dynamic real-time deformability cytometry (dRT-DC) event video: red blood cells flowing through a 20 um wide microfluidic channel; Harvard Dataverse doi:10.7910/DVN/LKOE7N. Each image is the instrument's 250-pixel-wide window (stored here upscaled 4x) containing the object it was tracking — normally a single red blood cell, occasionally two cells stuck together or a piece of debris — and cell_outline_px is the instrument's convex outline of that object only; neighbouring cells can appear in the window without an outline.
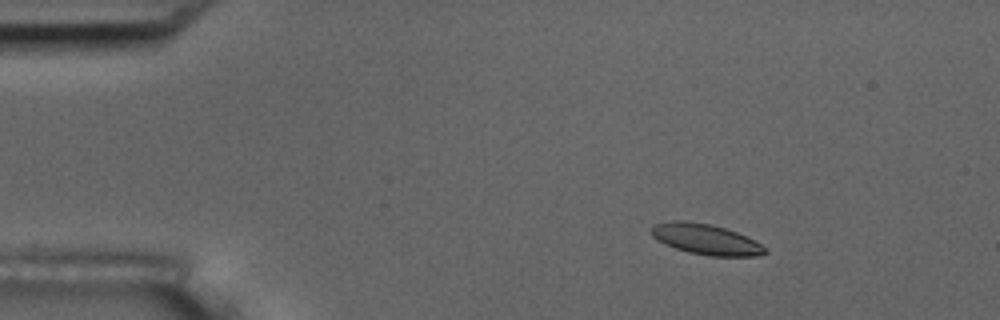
{"species": "common noctule bat (a hibernating species)", "species_latin": "Nyctalus noctula", "temperature_condition": "room temperature", "stored_images_in_passage": 6, "segment_of_instrument_passage": [1, 2], "camera_frame_rate_fps": 3000, "um_per_image_px": 0.085, "animal": {"sex": "male", "body_mass_g": 17.5, "forearm_length_mm": 52.3}, "frame": {"image": 1, "passage_image": 3, "time_ms": 2.333, "image_size_px": [1000, 320], "cell_outline_px": [[768, 252], [756, 256], [708, 256], [688, 252], [676, 248], [652, 236], [652, 228], [656, 224], [672, 220], [684, 220], [712, 224], [736, 232], [768, 248]], "centroid_in_image_um": [60.02, 20.34], "position_along_channel_um": 25.0, "area_um2": 19.94}}